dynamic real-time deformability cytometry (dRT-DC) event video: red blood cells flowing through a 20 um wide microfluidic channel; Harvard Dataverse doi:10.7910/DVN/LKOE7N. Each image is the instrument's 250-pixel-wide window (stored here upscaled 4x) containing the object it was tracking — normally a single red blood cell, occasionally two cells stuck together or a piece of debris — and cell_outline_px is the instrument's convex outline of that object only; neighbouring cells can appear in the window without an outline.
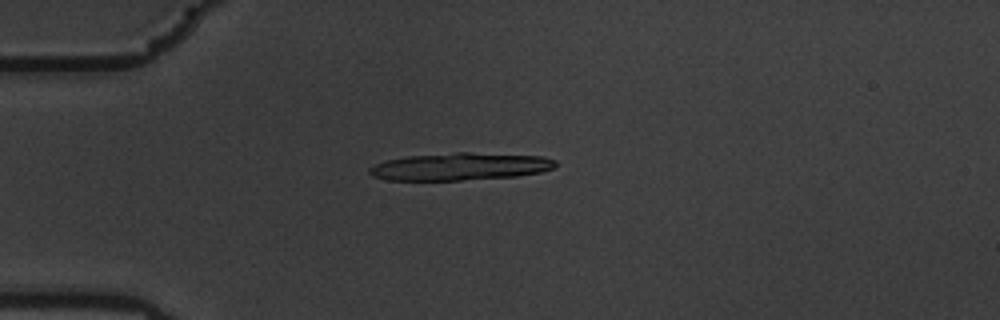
{"species": "common noctule bat (a hibernating species)", "species_latin": "Nyctalus noctula", "temperature_condition": "warm", "stored_images_in_passage": 38, "camera_frame_rate_fps": 3000, "um_per_image_px": 0.085, "animal": {"sex": "male", "body_mass_g": 19.5, "forearm_length_mm": 54.6}, "frame": {"image": 1, "passage_image": 1, "time_ms": 0.0, "image_size_px": [1000, 320], "cell_outline_px": [[556, 164], [552, 168], [540, 172], [516, 176], [460, 180], [388, 180], [372, 176], [368, 172], [368, 168], [376, 164], [388, 160], [408, 156], [456, 152], [468, 152], [544, 156], [556, 160]], "centroid_in_image_um": [39.11, 14.15], "position_along_channel_um": 45.9, "area_um2": 29.65}}